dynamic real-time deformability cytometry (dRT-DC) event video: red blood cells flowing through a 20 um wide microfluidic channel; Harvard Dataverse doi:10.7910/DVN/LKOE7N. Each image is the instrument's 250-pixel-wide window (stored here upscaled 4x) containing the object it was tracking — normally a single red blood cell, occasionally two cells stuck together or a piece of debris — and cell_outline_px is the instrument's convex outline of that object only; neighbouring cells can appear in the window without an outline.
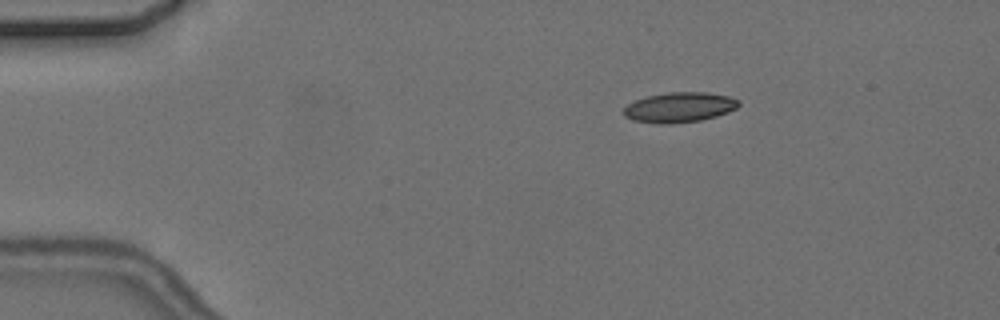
{"species": "common noctule bat (a hibernating species)", "species_latin": "Nyctalus noctula", "temperature_condition": "cold", "stored_images_in_passage": 5, "camera_frame_rate_fps": 3000, "um_per_image_px": 0.085, "animal": {"sex": "female", "body_mass_g": 24.6, "forearm_length_mm": 56.2}, "frame": {"image": 1, "passage_image": 3, "time_ms": 2.333, "image_size_px": [1000, 320], "cell_outline_px": [[740, 104], [736, 108], [728, 112], [716, 116], [700, 120], [672, 124], [660, 124], [632, 120], [624, 116], [624, 108], [628, 104], [636, 100], [648, 96], [668, 92], [708, 92], [728, 96], [740, 100]], "centroid_in_image_um": [57.76, 9.12], "position_along_channel_um": 27.2, "area_um2": 20.17}}